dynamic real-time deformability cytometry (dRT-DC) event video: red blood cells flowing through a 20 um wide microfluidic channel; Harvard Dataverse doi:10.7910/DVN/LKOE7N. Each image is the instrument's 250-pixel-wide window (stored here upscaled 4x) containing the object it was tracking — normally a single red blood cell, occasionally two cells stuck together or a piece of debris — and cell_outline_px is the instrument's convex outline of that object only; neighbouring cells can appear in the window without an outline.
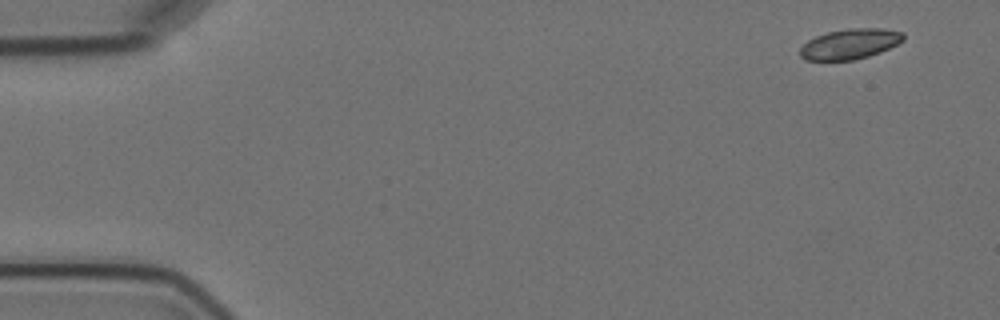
{"species": "Egyptian fruit bat (a non-hibernating species)", "species_latin": "Rousettus aegyptiacus", "temperature_condition": "cold", "stored_images_in_passage": 5, "camera_frame_rate_fps": 3000, "um_per_image_px": 0.085, "animal": {"sex": "female"}, "frame": {"image": 1, "passage_image": 1, "time_ms": 0.0, "image_size_px": [1000, 320], "cell_outline_px": [[904, 40], [880, 52], [868, 56], [852, 60], [804, 60], [800, 56], [800, 48], [808, 40], [816, 36], [828, 32], [848, 28], [880, 28], [904, 32]], "centroid_in_image_um": [72.24, 3.73], "position_along_channel_um": 12.8, "area_um2": 18.15}}
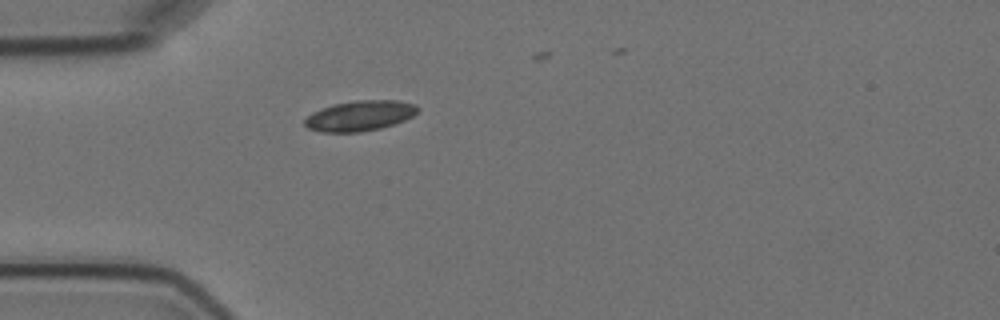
{"frame": {"image": 2, "passage_image": 4, "time_ms": 4.333, "image_size_px": [1000, 320], "cell_outline_px": [[420, 108], [412, 116], [404, 120], [380, 128], [360, 132], [320, 132], [308, 128], [304, 124], [304, 120], [312, 112], [332, 104], [356, 100], [396, 100], [416, 104]], "centroid_in_image_um": [30.57, 9.83], "position_along_channel_um": 54.4, "area_um2": 19.94}}